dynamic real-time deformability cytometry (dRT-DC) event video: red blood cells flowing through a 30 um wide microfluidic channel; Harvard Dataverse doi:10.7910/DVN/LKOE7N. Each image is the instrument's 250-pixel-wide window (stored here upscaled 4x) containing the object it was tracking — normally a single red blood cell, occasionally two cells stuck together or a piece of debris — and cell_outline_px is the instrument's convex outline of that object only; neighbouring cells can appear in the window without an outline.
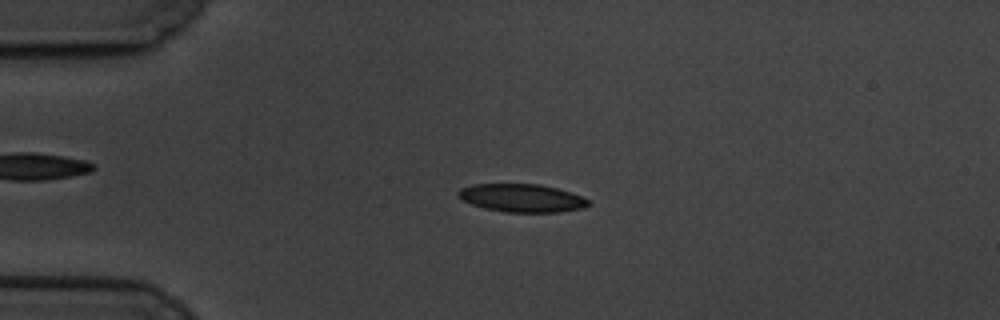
{"species": "common noctule bat (a hibernating species)", "species_latin": "Nyctalus noctula", "temperature_condition": "cold", "stored_images_in_passage": 5, "camera_frame_rate_fps": 3000, "um_per_image_px": 0.085, "animal": {"sex": "male", "body_mass_g": 19.5, "forearm_length_mm": 54.6}, "frame": {"image": 1, "passage_image": 4, "time_ms": 3.667, "image_size_px": [1000, 320], "cell_outline_px": [[592, 204], [584, 208], [560, 212], [504, 212], [484, 208], [472, 204], [456, 196], [456, 192], [460, 188], [472, 184], [540, 184], [572, 192], [588, 200]], "centroid_in_image_um": [44.35, 16.83], "position_along_channel_um": 40.7, "area_um2": 21.44}}